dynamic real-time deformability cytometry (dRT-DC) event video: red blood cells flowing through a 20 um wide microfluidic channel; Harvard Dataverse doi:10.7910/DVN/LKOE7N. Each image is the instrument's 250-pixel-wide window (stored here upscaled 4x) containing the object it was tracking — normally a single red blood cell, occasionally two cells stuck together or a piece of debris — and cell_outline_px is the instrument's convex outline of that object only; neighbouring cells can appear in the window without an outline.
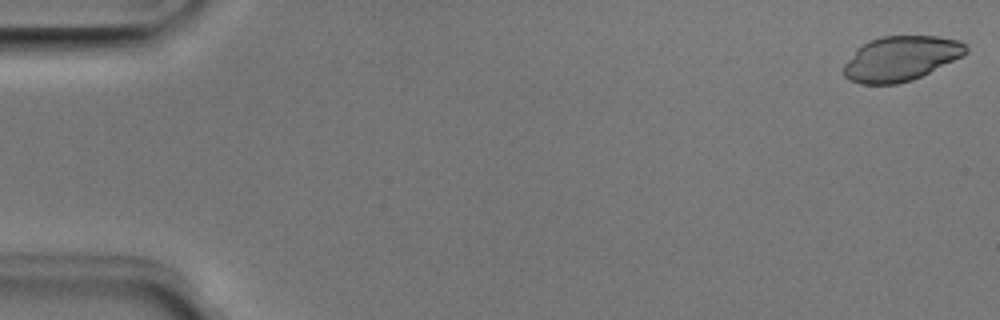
{"species": "Egyptian fruit bat (a non-hibernating species)", "species_latin": "Rousettus aegyptiacus", "temperature_condition": "room temperature", "stored_images_in_passage": 50, "camera_frame_rate_fps": 3000, "um_per_image_px": 0.085, "animal": {"sex": "male"}, "frame": {"image": 1, "passage_image": 1, "time_ms": 0.0, "image_size_px": [1000, 320], "cell_outline_px": [[968, 52], [964, 56], [912, 80], [896, 84], [860, 84], [844, 76], [844, 64], [856, 48], [868, 40], [880, 36], [936, 36], [960, 40], [968, 44]], "centroid_in_image_um": [76.59, 4.96], "position_along_channel_um": 8.4, "area_um2": 32.14}}